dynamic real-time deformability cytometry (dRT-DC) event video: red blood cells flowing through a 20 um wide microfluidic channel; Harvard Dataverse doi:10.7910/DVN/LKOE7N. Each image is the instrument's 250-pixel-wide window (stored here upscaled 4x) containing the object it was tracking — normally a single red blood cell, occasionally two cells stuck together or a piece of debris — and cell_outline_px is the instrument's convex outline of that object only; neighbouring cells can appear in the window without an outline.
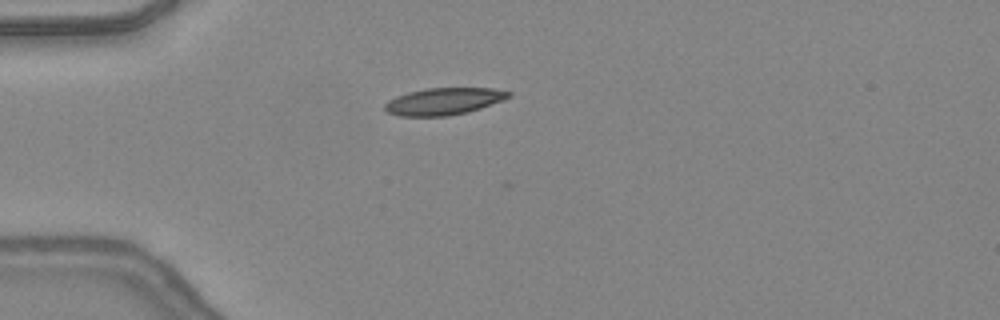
{"species": "common noctule bat (a hibernating species)", "species_latin": "Nyctalus noctula", "temperature_condition": "warm", "stored_images_in_passage": 31, "camera_frame_rate_fps": 3000, "um_per_image_px": 0.085, "animal": {"sex": "female", "body_mass_g": 24.6, "forearm_length_mm": 56.2}, "frame": {"image": 1, "passage_image": 1, "time_ms": 0.0, "image_size_px": [1000, 320], "cell_outline_px": [[512, 96], [504, 100], [468, 112], [448, 116], [400, 116], [388, 112], [384, 108], [384, 104], [388, 100], [396, 96], [408, 92], [424, 88], [492, 88], [512, 92]], "centroid_in_image_um": [37.73, 8.61], "position_along_channel_um": 47.3, "area_um2": 19.59}}
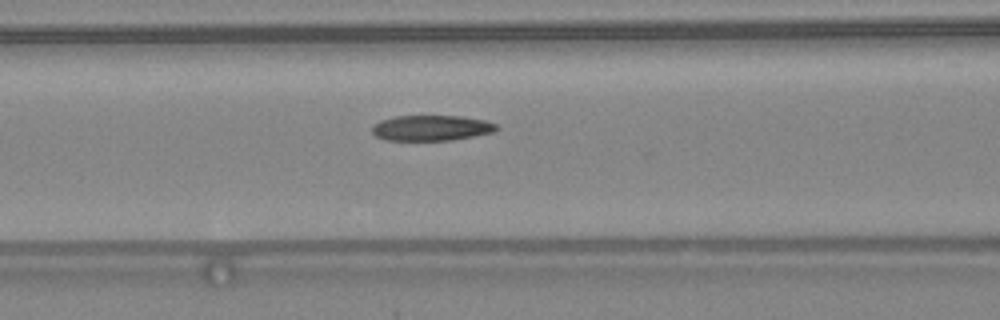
{"frame": {"image": 2, "passage_image": 8, "time_ms": 2.333, "image_size_px": [1000, 320], "cell_outline_px": [[500, 128], [496, 132], [452, 140], [384, 140], [376, 136], [372, 132], [372, 128], [380, 120], [396, 116], [460, 116], [484, 120], [496, 124]], "centroid_in_image_um": [36.7, 10.88], "position_along_channel_um": 129.9, "area_um2": 18.5}}
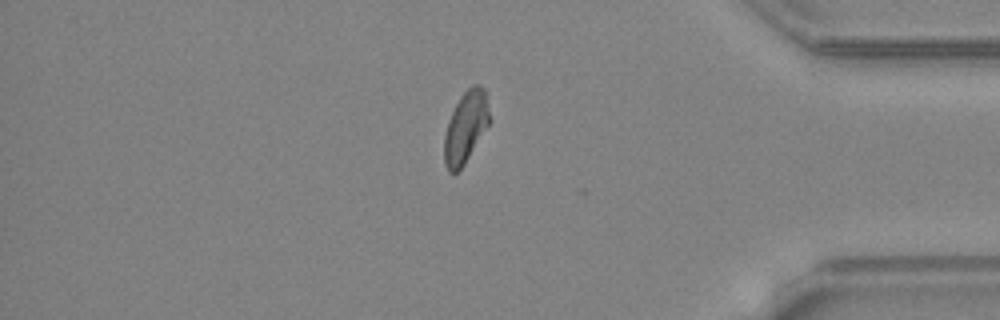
{"frame": {"image": 3, "passage_image": 28, "time_ms": 9.0, "image_size_px": [1000, 320], "cell_outline_px": [[492, 120], [464, 164], [456, 172], [448, 172], [444, 164], [444, 136], [448, 120], [460, 96], [472, 84], [480, 84], [484, 88]], "centroid_in_image_um": [39.6, 10.78], "position_along_channel_um": 395.6, "area_um2": 19.02}, "authors_computed_cell_mechanics": {"area_um2": 19.363, "velocity_mm_per_s": 4.4013, "shape_relaxation_time_tau1_ms": null, "shape_relaxation_time_tau2_ms": 3.5107, "deformation_change_tau1": null, "deformation_change_tau2": 0.1057}}